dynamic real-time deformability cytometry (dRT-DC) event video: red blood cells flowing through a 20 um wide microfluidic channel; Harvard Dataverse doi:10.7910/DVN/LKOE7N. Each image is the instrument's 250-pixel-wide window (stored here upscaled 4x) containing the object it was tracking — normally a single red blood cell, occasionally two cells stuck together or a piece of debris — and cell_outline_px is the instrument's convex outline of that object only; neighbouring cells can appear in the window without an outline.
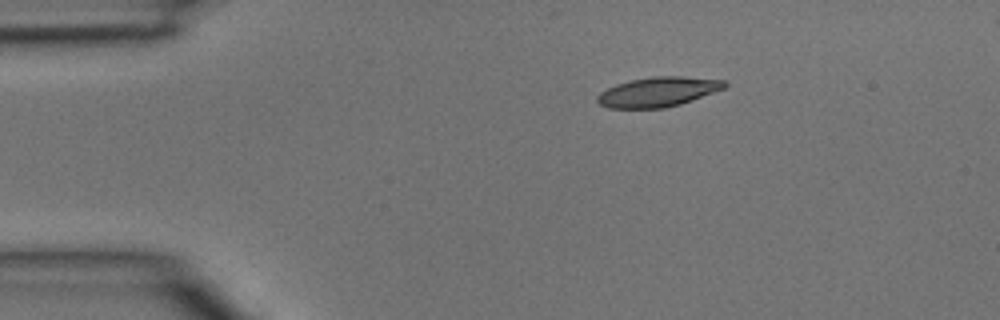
{"species": "common noctule bat (a hibernating species)", "species_latin": "Nyctalus noctula", "temperature_condition": "room temperature", "stored_images_in_passage": 38, "camera_frame_rate_fps": 3000, "um_per_image_px": 0.085, "animal": {"sex": "male", "body_mass_g": 15.6}, "frame": {"image": 1, "passage_image": 1, "time_ms": 0.0, "image_size_px": [1000, 320], "cell_outline_px": [[728, 84], [724, 88], [692, 100], [680, 104], [664, 108], [608, 108], [600, 104], [596, 100], [596, 96], [600, 92], [616, 84], [632, 80], [652, 76], [680, 76], [724, 80]], "centroid_in_image_um": [55.91, 7.81], "position_along_channel_um": 29.1, "area_um2": 21.91}}
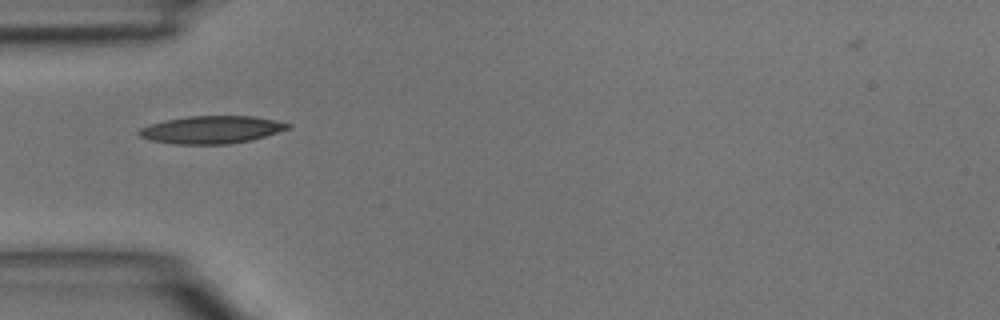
{"frame": {"image": 2, "passage_image": 7, "time_ms": 2.0, "image_size_px": [1000, 320], "cell_outline_px": [[292, 128], [252, 140], [228, 144], [176, 144], [152, 140], [140, 136], [136, 132], [140, 128], [148, 124], [188, 116], [252, 116], [292, 124]], "centroid_in_image_um": [17.99, 11.02], "position_along_channel_um": 67.0, "area_um2": 23.87}}
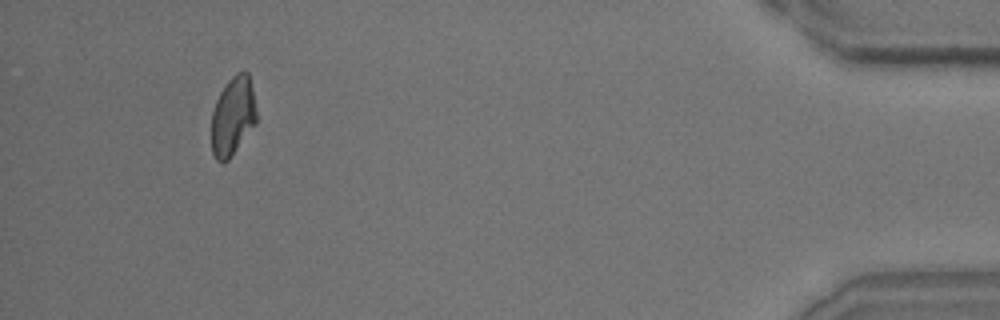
{"frame": {"image": 3, "passage_image": 35, "time_ms": 11.333, "image_size_px": [1000, 320], "cell_outline_px": [[256, 124], [228, 160], [216, 160], [212, 152], [212, 112], [216, 100], [224, 84], [236, 72], [248, 72], [252, 88], [256, 112]], "centroid_in_image_um": [19.79, 9.85], "position_along_channel_um": 415.4, "area_um2": 20.52}}